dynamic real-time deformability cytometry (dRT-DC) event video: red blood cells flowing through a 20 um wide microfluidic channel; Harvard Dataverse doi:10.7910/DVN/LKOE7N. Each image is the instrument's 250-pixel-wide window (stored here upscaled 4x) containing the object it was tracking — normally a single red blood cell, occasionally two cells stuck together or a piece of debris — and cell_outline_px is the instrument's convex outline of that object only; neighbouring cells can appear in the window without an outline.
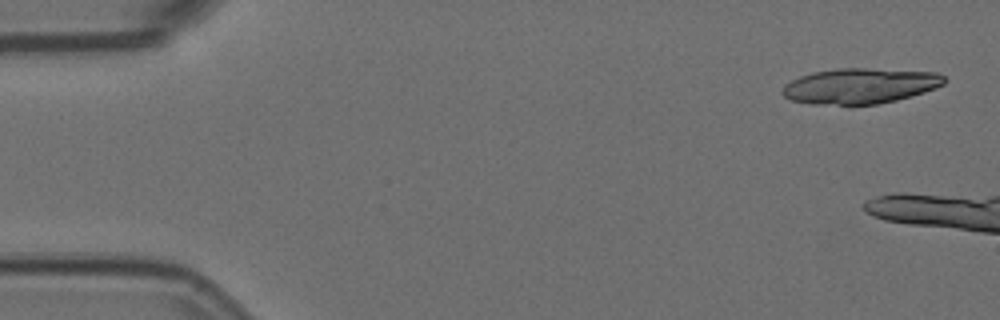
{"species": "Egyptian fruit bat (a non-hibernating species)", "species_latin": "Rousettus aegyptiacus", "temperature_condition": "room temperature", "stored_images_in_passage": 3, "camera_frame_rate_fps": 3000, "um_per_image_px": 0.085, "animal": {"sex": "female"}, "frame": {"image": 1, "passage_image": 1, "time_ms": 0.0, "image_size_px": [1000, 320], "cell_outline_px": [[948, 80], [944, 84], [936, 88], [912, 96], [896, 100], [876, 104], [812, 104], [792, 100], [784, 96], [780, 92], [784, 84], [800, 76], [812, 72], [836, 68], [864, 68], [936, 72], [944, 76]], "centroid_in_image_um": [73.11, 7.29], "position_along_channel_um": 11.9, "area_um2": 33.52}}